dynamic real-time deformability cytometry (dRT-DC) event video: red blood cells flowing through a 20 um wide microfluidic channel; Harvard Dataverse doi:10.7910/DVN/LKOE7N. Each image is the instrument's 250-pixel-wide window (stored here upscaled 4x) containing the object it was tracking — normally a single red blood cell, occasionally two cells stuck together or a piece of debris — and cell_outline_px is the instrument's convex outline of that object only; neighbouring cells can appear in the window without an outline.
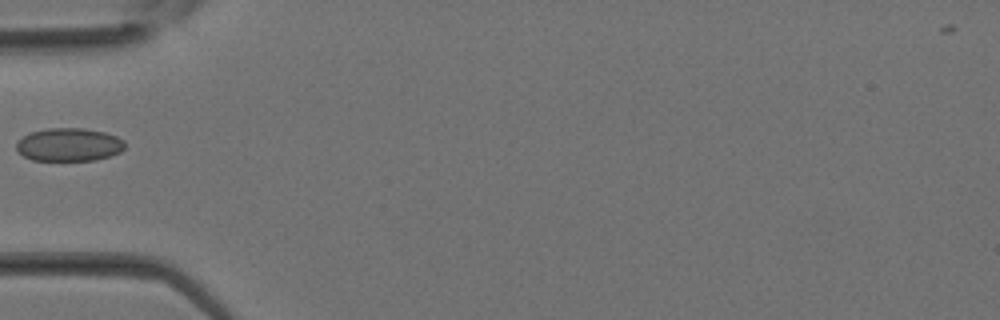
{"species": "Egyptian fruit bat (a non-hibernating species)", "species_latin": "Rousettus aegyptiacus", "temperature_condition": "room temperature", "stored_images_in_passage": 22, "camera_frame_rate_fps": 3000, "um_per_image_px": 0.085, "animal": {"sex": "female"}, "frame": {"image": 1, "passage_image": 1, "time_ms": 0.0, "image_size_px": [1000, 320], "cell_outline_px": [[124, 148], [120, 152], [112, 156], [96, 160], [32, 160], [24, 156], [16, 148], [16, 144], [24, 136], [32, 132], [48, 128], [84, 128], [104, 132], [116, 136], [124, 140]], "centroid_in_image_um": [5.9, 12.3], "position_along_channel_um": 79.1, "area_um2": 20.87}}
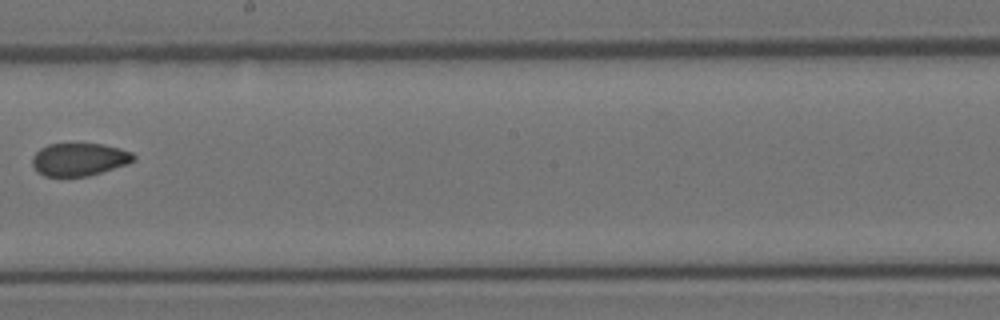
{"frame": {"image": 2, "passage_image": 9, "time_ms": 2.667, "image_size_px": [1000, 320], "cell_outline_px": [[136, 160], [128, 164], [88, 176], [44, 176], [36, 172], [32, 164], [32, 156], [40, 148], [48, 144], [100, 144], [120, 148], [132, 152], [136, 156]], "centroid_in_image_um": [6.73, 13.55], "position_along_channel_um": 241.5, "area_um2": 19.48}}
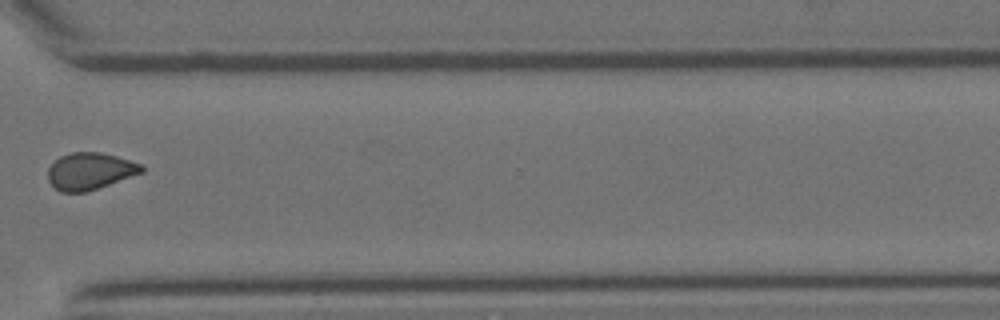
{"frame": {"image": 3, "passage_image": 15, "time_ms": 4.667, "image_size_px": [1000, 320], "cell_outline_px": [[144, 172], [84, 192], [60, 192], [48, 180], [48, 168], [60, 156], [72, 152], [100, 152], [116, 156], [144, 164]], "centroid_in_image_um": [7.66, 14.53], "position_along_channel_um": 362.9, "area_um2": 20.0}}